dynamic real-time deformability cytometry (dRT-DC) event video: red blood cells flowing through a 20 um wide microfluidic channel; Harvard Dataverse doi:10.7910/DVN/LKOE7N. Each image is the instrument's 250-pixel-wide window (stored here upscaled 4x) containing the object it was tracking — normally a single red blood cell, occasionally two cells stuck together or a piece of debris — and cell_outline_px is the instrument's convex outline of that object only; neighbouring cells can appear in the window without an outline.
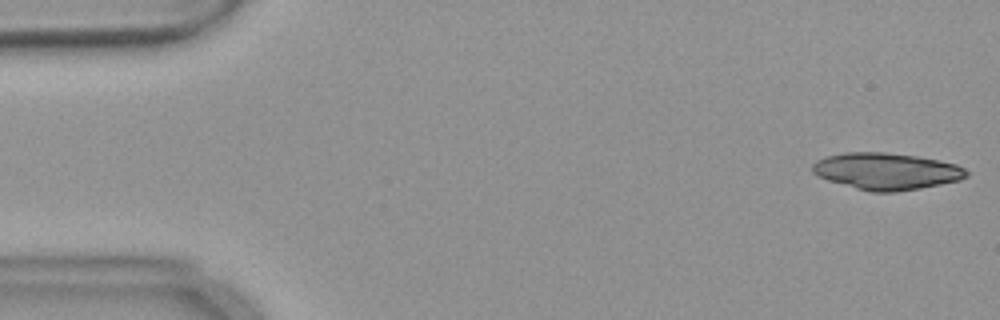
{"species": "common noctule bat (a hibernating species)", "species_latin": "Nyctalus noctula", "temperature_condition": "warm", "stored_images_in_passage": 15, "camera_frame_rate_fps": 3000, "um_per_image_px": 0.085, "animal": {"sex": "female", "body_mass_g": 18.4}, "frame": {"image": 1, "passage_image": 1, "time_ms": 0.0, "image_size_px": [1000, 320], "cell_outline_px": [[968, 176], [960, 180], [920, 188], [896, 192], [872, 192], [856, 188], [828, 180], [812, 172], [812, 164], [816, 160], [824, 156], [844, 152], [884, 152], [916, 156], [956, 164], [964, 168], [968, 172]], "centroid_in_image_um": [75.32, 14.55], "position_along_channel_um": 9.7, "area_um2": 32.89}}